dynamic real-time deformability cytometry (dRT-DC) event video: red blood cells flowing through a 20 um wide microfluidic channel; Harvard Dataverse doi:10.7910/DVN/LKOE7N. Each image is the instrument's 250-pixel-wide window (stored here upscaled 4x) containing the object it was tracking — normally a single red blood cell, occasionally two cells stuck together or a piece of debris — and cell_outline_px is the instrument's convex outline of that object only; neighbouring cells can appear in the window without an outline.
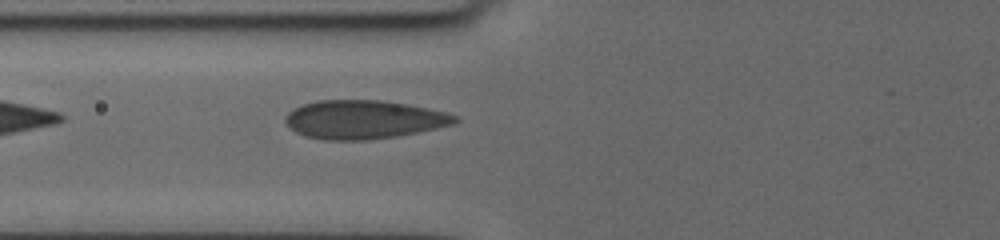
{"species": "human", "species_latin": "Homo sapiens", "temperature_condition": "cold", "stored_images_in_passage": 36, "camera_frame_rate_fps": 3000, "um_per_image_px": 0.085, "donor": {"sex": "female"}, "frame": {"image": 1, "passage_image": 3, "time_ms": 0.667, "image_size_px": [1000, 240], "cell_outline_px": [[460, 120], [452, 124], [416, 132], [392, 136], [364, 140], [328, 140], [304, 136], [296, 132], [284, 120], [284, 116], [292, 108], [316, 100], [380, 100], [404, 104], [444, 112], [456, 116]], "centroid_in_image_um": [30.83, 10.15], "position_along_channel_um": 95.0, "area_um2": 37.57}}
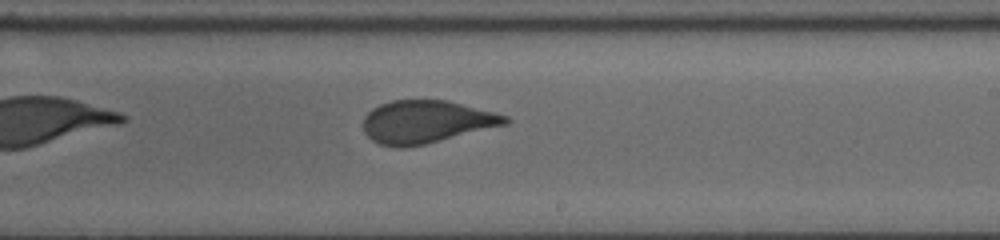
{"frame": {"image": 2, "passage_image": 16, "time_ms": 5.0, "image_size_px": [1000, 240], "cell_outline_px": [[512, 120], [508, 124], [424, 144], [404, 148], [400, 148], [380, 144], [372, 140], [364, 132], [364, 116], [372, 108], [380, 104], [392, 100], [448, 100], [496, 112], [508, 116]], "centroid_in_image_um": [36.25, 10.34], "position_along_channel_um": 252.8, "area_um2": 35.43}}
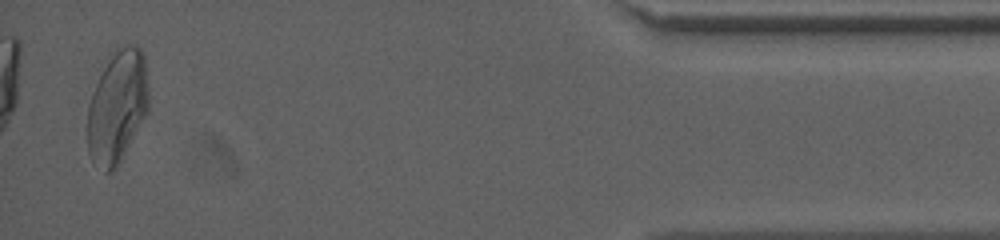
{"frame": {"image": 3, "passage_image": 35, "time_ms": 11.333, "image_size_px": [1000, 240], "cell_outline_px": [[148, 112], [116, 168], [112, 172], [104, 172], [92, 164], [88, 152], [88, 104], [92, 92], [108, 52], [116, 44], [136, 44], [144, 52], [148, 88]], "centroid_in_image_um": [9.96, 8.98], "position_along_channel_um": 425.2, "area_um2": 41.27}}